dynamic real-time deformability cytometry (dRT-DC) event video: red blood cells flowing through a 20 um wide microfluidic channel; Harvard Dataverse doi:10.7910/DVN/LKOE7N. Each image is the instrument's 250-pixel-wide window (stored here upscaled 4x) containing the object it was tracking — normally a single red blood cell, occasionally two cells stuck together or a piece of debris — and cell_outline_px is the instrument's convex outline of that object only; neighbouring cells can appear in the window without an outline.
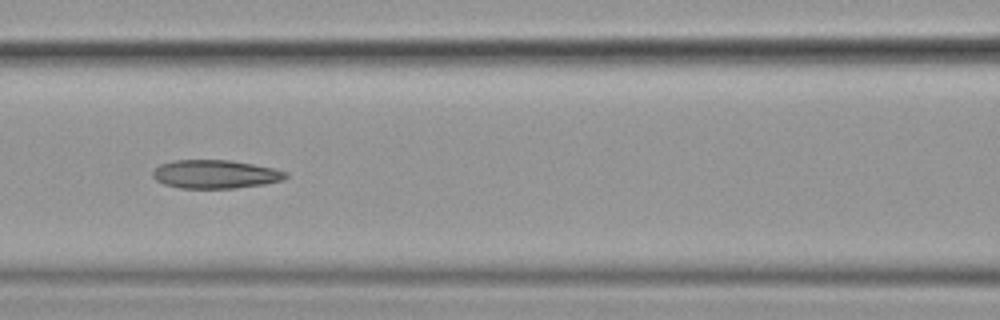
{"species": "common noctule bat (a hibernating species)", "species_latin": "Nyctalus noctula", "temperature_condition": "cold", "stored_images_in_passage": 11, "camera_frame_rate_fps": 3000, "um_per_image_px": 0.085, "animal": {"sex": "female", "body_mass_g": 19.9}, "frame": {"image": 1, "passage_image": 7, "time_ms": 2.0, "image_size_px": [1000, 320], "cell_outline_px": [[288, 176], [280, 180], [264, 184], [236, 188], [180, 188], [164, 184], [156, 180], [152, 176], [152, 172], [160, 164], [172, 160], [232, 160], [272, 168], [288, 172]], "centroid_in_image_um": [18.27, 14.8], "position_along_channel_um": 148.3, "area_um2": 22.02}}
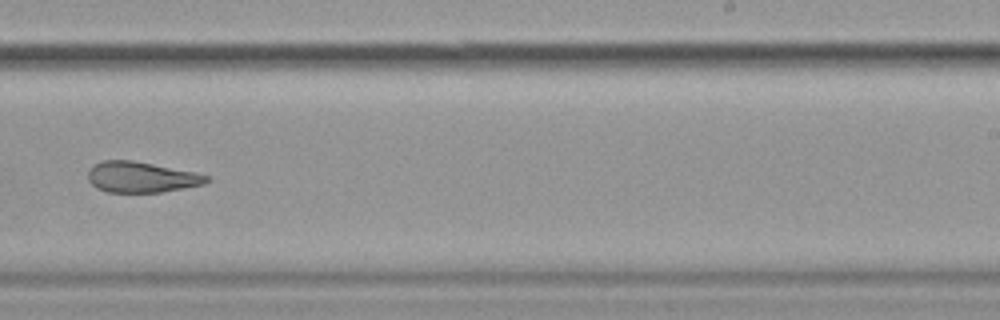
{"frame": {"image": 2, "passage_image": 10, "time_ms": 3.0, "image_size_px": [1000, 320], "cell_outline_px": [[212, 180], [204, 184], [184, 188], [160, 192], [108, 192], [96, 188], [88, 180], [88, 172], [92, 164], [104, 160], [132, 160], [196, 172], [208, 176]], "centroid_in_image_um": [12.01, 15.05], "position_along_channel_um": 277.0, "area_um2": 21.33}}
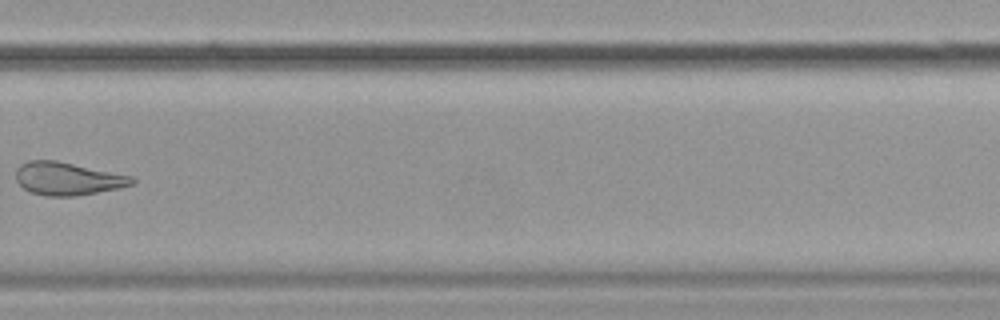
{"frame": {"image": 3, "passage_image": 11, "time_ms": 3.333, "image_size_px": [1000, 320], "cell_outline_px": [[136, 180], [132, 184], [120, 188], [76, 196], [44, 196], [32, 192], [24, 188], [16, 180], [16, 168], [20, 164], [28, 160], [56, 160], [132, 176]], "centroid_in_image_um": [5.73, 15.18], "position_along_channel_um": 324.1, "area_um2": 22.25}}